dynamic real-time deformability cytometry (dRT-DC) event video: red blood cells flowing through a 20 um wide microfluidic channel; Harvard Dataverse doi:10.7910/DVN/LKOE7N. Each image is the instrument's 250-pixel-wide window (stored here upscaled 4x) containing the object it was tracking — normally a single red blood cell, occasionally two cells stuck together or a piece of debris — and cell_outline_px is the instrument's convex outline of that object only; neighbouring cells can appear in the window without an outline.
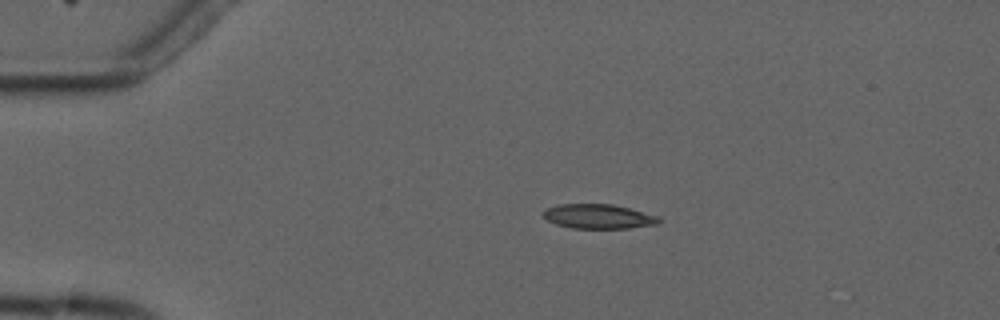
{"species": "common noctule bat (a hibernating species)", "species_latin": "Nyctalus noctula", "temperature_condition": "cold", "stored_images_in_passage": 6, "camera_frame_rate_fps": 3000, "um_per_image_px": 0.085, "animal": {"sex": "male", "forearm_length_mm": 52.5}, "frame": {"image": 1, "passage_image": 3, "time_ms": 3.333, "image_size_px": [1000, 320], "cell_outline_px": [[664, 220], [660, 224], [628, 228], [572, 228], [556, 224], [548, 220], [540, 212], [544, 208], [560, 204], [612, 204], [660, 216]], "centroid_in_image_um": [50.9, 18.39], "position_along_channel_um": 34.1, "area_um2": 16.7}}
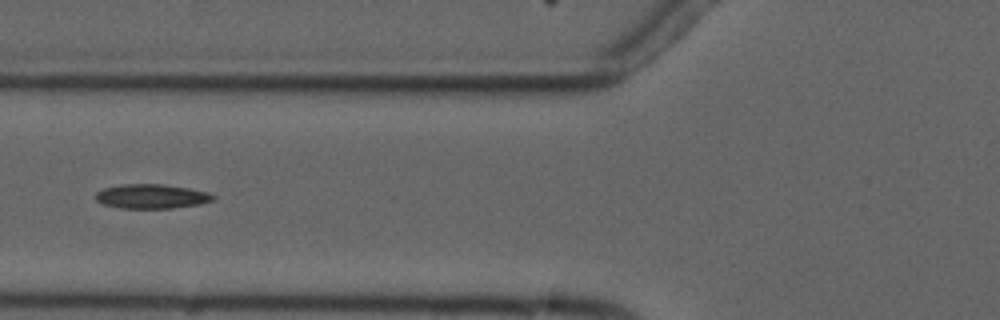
{"frame": {"image": 2, "passage_image": 6, "time_ms": 6.667, "image_size_px": [1000, 320], "cell_outline_px": [[216, 196], [212, 200], [200, 204], [172, 208], [120, 208], [104, 204], [96, 200], [96, 192], [104, 188], [124, 184], [164, 184], [188, 188], [208, 192]], "centroid_in_image_um": [12.89, 16.69], "position_along_channel_um": 112.9, "area_um2": 16.59}}